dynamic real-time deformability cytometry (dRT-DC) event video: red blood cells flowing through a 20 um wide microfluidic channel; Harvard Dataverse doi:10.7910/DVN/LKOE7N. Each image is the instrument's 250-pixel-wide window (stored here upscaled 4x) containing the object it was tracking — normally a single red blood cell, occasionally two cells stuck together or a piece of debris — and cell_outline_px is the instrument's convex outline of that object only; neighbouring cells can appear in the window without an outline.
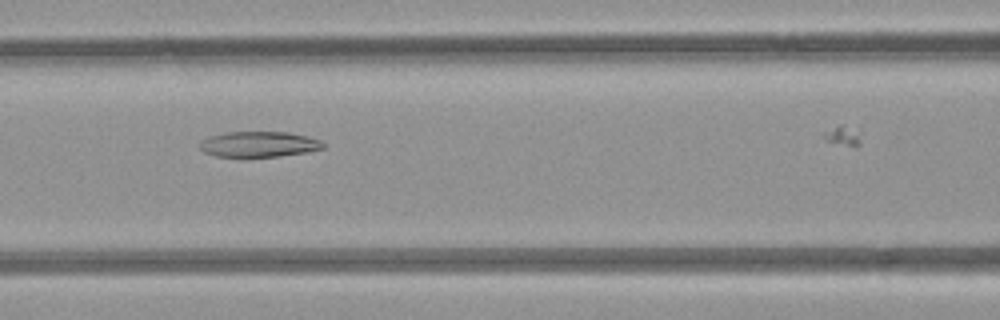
{"species": "common noctule bat (a hibernating species)", "species_latin": "Nyctalus noctula", "temperature_condition": "room temperature", "stored_images_in_passage": 5, "camera_frame_rate_fps": 3000, "um_per_image_px": 0.085, "animal": {"sex": "female", "body_mass_g": 21.9}, "frame": {"image": 1, "passage_image": 4, "time_ms": 3.333, "image_size_px": [1000, 320], "cell_outline_px": [[324, 148], [308, 152], [280, 156], [216, 156], [204, 152], [200, 148], [200, 144], [208, 136], [224, 132], [288, 132], [308, 136], [320, 140], [324, 144]], "centroid_in_image_um": [22.03, 12.25], "position_along_channel_um": 144.6, "area_um2": 18.26}}
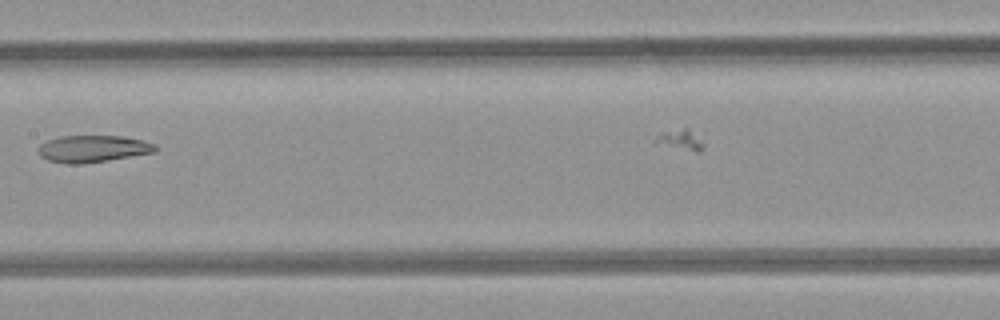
{"frame": {"image": 2, "passage_image": 5, "time_ms": 4.667, "image_size_px": [1000, 320], "cell_outline_px": [[156, 152], [84, 164], [68, 164], [48, 160], [40, 156], [36, 148], [40, 144], [48, 140], [60, 136], [120, 136], [140, 140], [152, 144], [156, 148]], "centroid_in_image_um": [7.82, 12.65], "position_along_channel_um": 199.6, "area_um2": 18.26}}